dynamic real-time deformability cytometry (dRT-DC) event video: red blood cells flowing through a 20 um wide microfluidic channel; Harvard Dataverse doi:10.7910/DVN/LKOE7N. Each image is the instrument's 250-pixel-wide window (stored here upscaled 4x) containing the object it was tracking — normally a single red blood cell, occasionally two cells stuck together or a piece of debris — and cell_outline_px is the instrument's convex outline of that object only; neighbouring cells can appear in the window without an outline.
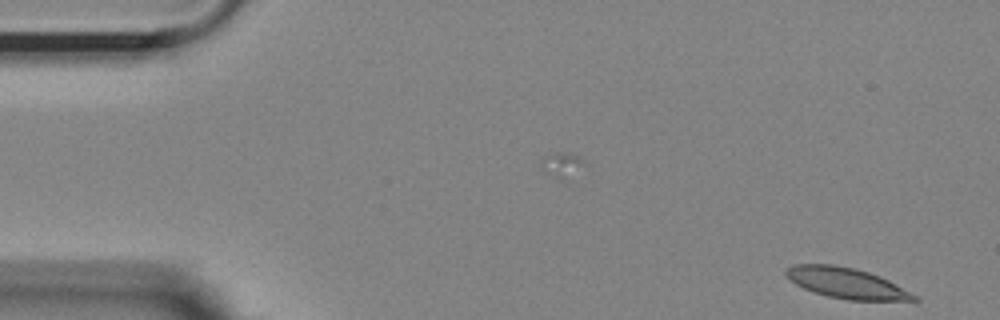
{"species": "Egyptian fruit bat (a non-hibernating species)", "species_latin": "Rousettus aegyptiacus", "temperature_condition": "room temperature", "stored_images_in_passage": 2, "camera_frame_rate_fps": 3000, "um_per_image_px": 0.085, "animal": {"sex": "female"}, "frame": {"image": 1, "passage_image": 2, "time_ms": 0.333, "image_size_px": [1000, 320], "cell_outline_px": [[920, 300], [848, 300], [828, 296], [804, 288], [788, 280], [784, 276], [784, 272], [792, 264], [832, 264], [856, 268], [880, 276], [888, 280], [916, 296]], "centroid_in_image_um": [71.87, 24.04], "position_along_channel_um": 13.1, "area_um2": 22.6}}